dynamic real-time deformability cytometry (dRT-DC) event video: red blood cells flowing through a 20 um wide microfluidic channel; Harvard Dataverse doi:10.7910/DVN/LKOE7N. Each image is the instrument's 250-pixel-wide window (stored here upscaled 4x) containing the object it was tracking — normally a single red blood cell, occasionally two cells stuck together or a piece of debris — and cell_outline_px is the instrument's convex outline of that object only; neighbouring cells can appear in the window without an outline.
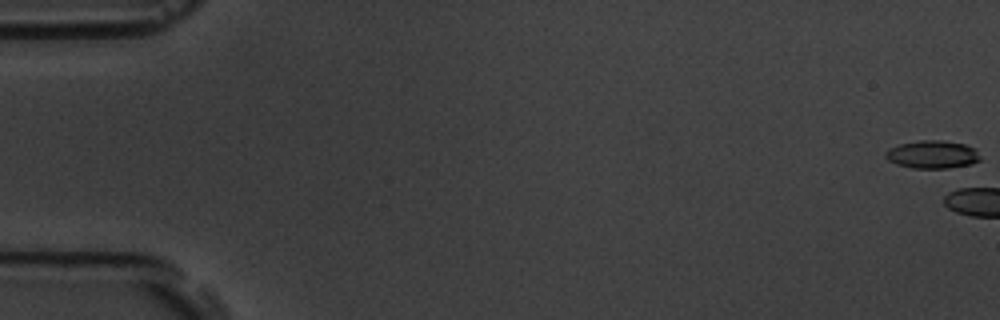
{"species": "common noctule bat (a hibernating species)", "species_latin": "Nyctalus noctula", "temperature_condition": "room temperature", "stored_images_in_passage": 6, "camera_frame_rate_fps": 3000, "um_per_image_px": 0.085, "animal": {"sex": "male", "body_mass_g": 19.5, "forearm_length_mm": 54.6}, "frame": {"image": 1, "passage_image": 1, "time_ms": 0.0, "image_size_px": [1000, 320], "cell_outline_px": [[980, 160], [972, 164], [948, 168], [912, 168], [896, 164], [888, 160], [884, 156], [884, 152], [888, 148], [900, 144], [920, 140], [944, 140], [964, 144], [976, 148], [980, 156]], "centroid_in_image_um": [79.25, 13.13], "position_along_channel_um": 5.8, "area_um2": 15.61}}